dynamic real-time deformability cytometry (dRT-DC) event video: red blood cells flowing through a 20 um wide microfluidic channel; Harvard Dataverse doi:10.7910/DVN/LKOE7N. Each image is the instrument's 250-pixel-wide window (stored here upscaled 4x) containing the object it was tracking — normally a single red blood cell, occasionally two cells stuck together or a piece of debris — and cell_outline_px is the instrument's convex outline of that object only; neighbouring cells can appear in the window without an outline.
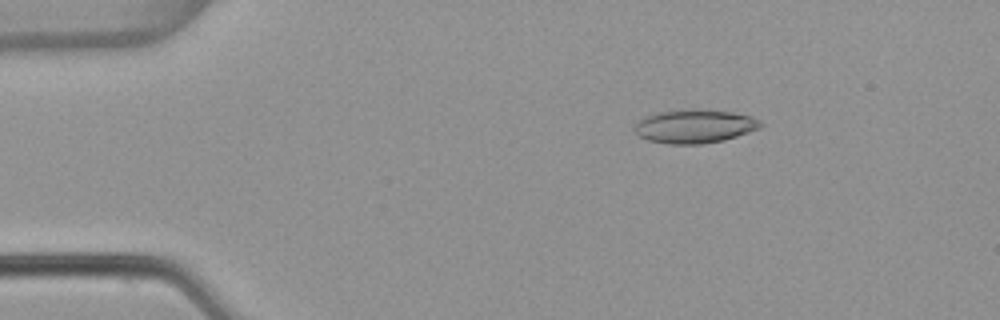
{"species": "common noctule bat (a hibernating species)", "species_latin": "Nyctalus noctula", "temperature_condition": "warm", "stored_images_in_passage": 47, "camera_frame_rate_fps": 3000, "um_per_image_px": 0.085, "animal": {"sex": "female", "body_mass_g": 22.7, "forearm_length_mm": 54.2}, "frame": {"image": 1, "passage_image": 2, "time_ms": 0.333, "image_size_px": [1000, 320], "cell_outline_px": [[764, 124], [760, 128], [724, 140], [700, 144], [668, 144], [648, 140], [640, 136], [636, 132], [636, 124], [644, 116], [660, 112], [700, 108], [732, 112], [752, 116], [760, 120]], "centroid_in_image_um": [59.09, 10.72], "position_along_channel_um": 25.9, "area_um2": 24.62}}
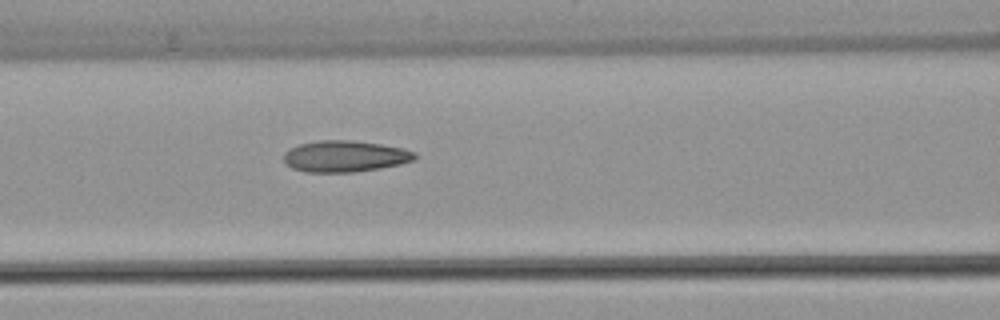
{"frame": {"image": 2, "passage_image": 16, "time_ms": 5.0, "image_size_px": [1000, 320], "cell_outline_px": [[416, 160], [400, 164], [380, 168], [356, 172], [304, 172], [292, 168], [284, 164], [284, 152], [300, 144], [320, 140], [352, 140], [380, 144], [404, 148], [416, 152]], "centroid_in_image_um": [29.33, 13.29], "position_along_channel_um": 137.3, "area_um2": 24.1}}
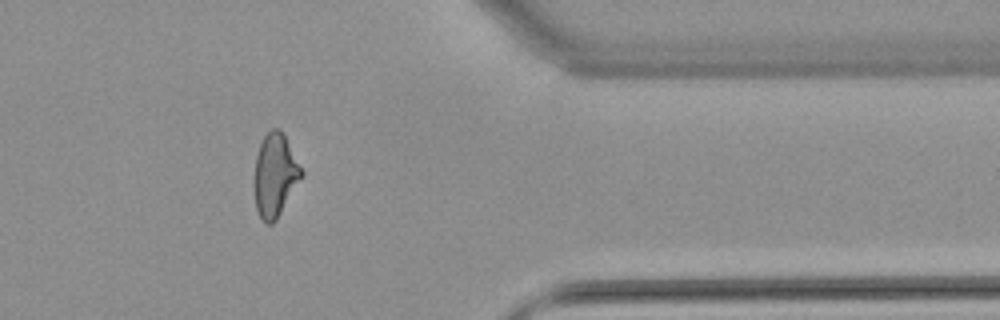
{"frame": {"image": 3, "passage_image": 37, "time_ms": 12.0, "image_size_px": [1000, 320], "cell_outline_px": [[304, 176], [276, 220], [272, 224], [264, 224], [256, 208], [252, 184], [256, 156], [260, 144], [264, 136], [272, 128], [280, 128], [304, 172]], "centroid_in_image_um": [23.36, 14.92], "position_along_channel_um": 388.0, "area_um2": 23.24}, "authors_computed_cell_mechanics": {"area_um2": 23.2934, "velocity_mm_per_s": 3.8413, "shape_relaxation_time_tau1_ms": null, "shape_relaxation_time_tau2_ms": 2.0522, "deformation_change_tau1": null, "deformation_change_tau2": 0.108}}